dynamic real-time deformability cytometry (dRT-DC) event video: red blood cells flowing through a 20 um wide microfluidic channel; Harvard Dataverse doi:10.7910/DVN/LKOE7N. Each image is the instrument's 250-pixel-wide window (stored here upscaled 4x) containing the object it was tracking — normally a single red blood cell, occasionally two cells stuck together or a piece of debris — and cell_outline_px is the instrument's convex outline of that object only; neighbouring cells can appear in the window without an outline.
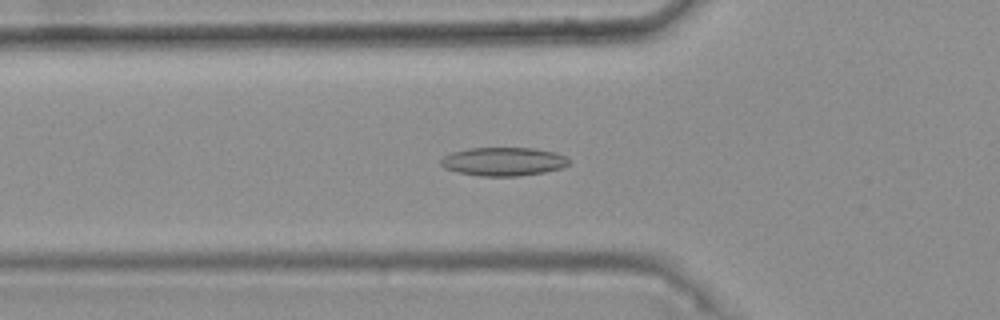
{"species": "common noctule bat (a hibernating species)", "species_latin": "Nyctalus noctula", "temperature_condition": "warm", "stored_images_in_passage": 47, "camera_frame_rate_fps": 3000, "um_per_image_px": 0.085, "animal": {"sex": "female", "body_mass_g": 25.1}, "frame": {"image": 1, "passage_image": 19, "time_ms": 6.0, "image_size_px": [1000, 320], "cell_outline_px": [[572, 164], [560, 168], [544, 172], [516, 176], [480, 176], [456, 172], [444, 168], [440, 164], [440, 160], [444, 156], [452, 152], [468, 148], [536, 148], [556, 152], [568, 156], [572, 160]], "centroid_in_image_um": [42.84, 13.72], "position_along_channel_um": 83.0, "area_um2": 21.62}}
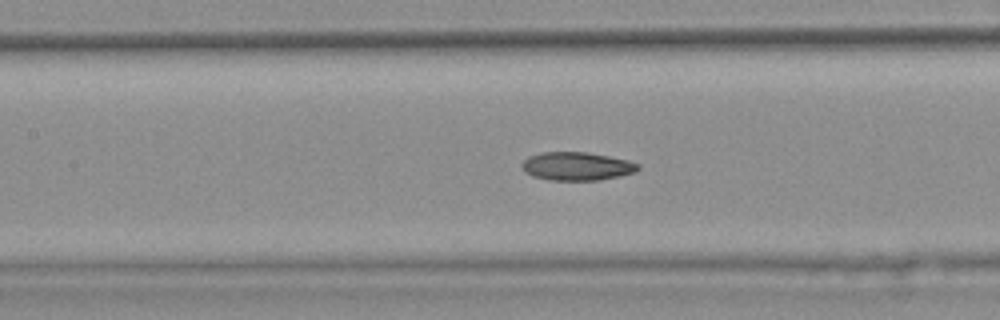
{"frame": {"image": 2, "passage_image": 25, "time_ms": 8.0, "image_size_px": [1000, 320], "cell_outline_px": [[640, 168], [636, 172], [620, 176], [600, 180], [548, 180], [532, 176], [524, 172], [520, 164], [528, 156], [540, 152], [588, 152], [628, 160], [640, 164]], "centroid_in_image_um": [49.02, 14.13], "position_along_channel_um": 158.4, "area_um2": 19.42}}
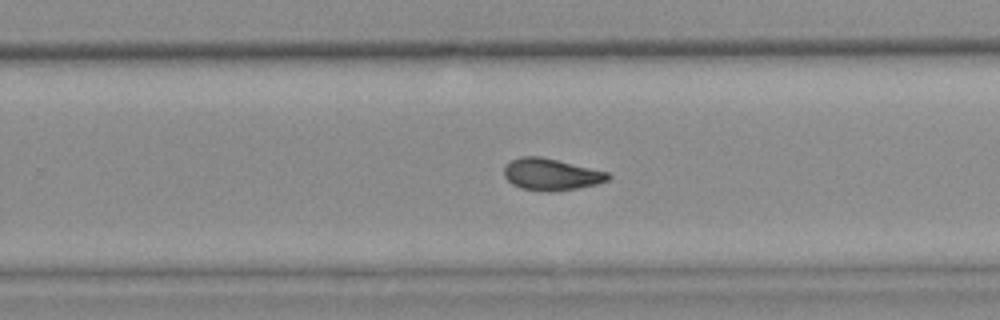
{"frame": {"image": 3, "passage_image": 35, "time_ms": 11.333, "image_size_px": [1000, 320], "cell_outline_px": [[612, 176], [608, 180], [596, 184], [576, 188], [520, 188], [512, 184], [504, 176], [504, 168], [512, 160], [520, 156], [540, 156], [608, 172]], "centroid_in_image_um": [46.85, 14.77], "position_along_channel_um": 283.0, "area_um2": 18.26}, "authors_computed_cell_mechanics": {"area_um2": 19.7098, "velocity_mm_per_s": 3.7472, "shape_relaxation_time_tau1_ms": null, "shape_relaxation_time_tau2_ms": 3.0401, "deformation_change_tau1": null, "deformation_change_tau2": 0.0906}}